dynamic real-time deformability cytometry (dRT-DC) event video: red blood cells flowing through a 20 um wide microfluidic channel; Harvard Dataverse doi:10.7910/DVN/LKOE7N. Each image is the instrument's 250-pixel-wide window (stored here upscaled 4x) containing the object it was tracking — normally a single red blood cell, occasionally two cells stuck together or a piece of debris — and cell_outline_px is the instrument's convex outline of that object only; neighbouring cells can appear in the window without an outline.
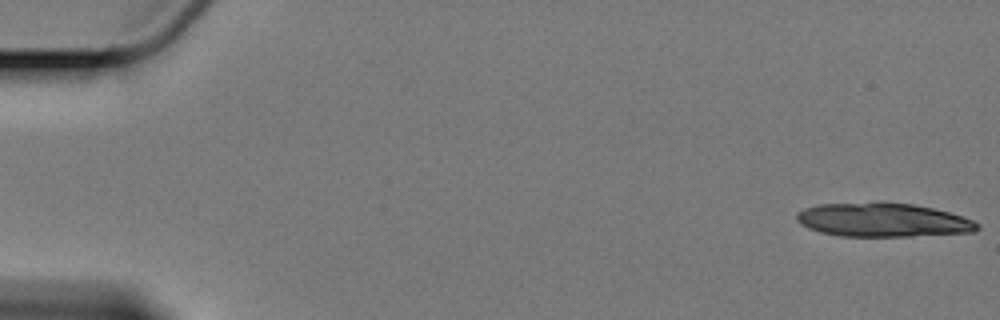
{"species": "Egyptian fruit bat (a non-hibernating species)", "species_latin": "Rousettus aegyptiacus", "temperature_condition": "cold", "stored_images_in_passage": 4, "camera_frame_rate_fps": 3000, "um_per_image_px": 0.085, "animal": {"sex": "female"}, "frame": {"image": 1, "passage_image": 1, "time_ms": 0.0, "image_size_px": [1000, 320], "cell_outline_px": [[980, 228], [976, 232], [912, 236], [840, 236], [820, 232], [808, 228], [800, 224], [796, 220], [796, 212], [804, 208], [816, 204], [872, 200], [884, 200], [912, 204], [932, 208], [964, 216], [980, 224]], "centroid_in_image_um": [75.01, 18.66], "position_along_channel_um": 10.0, "area_um2": 36.7}}